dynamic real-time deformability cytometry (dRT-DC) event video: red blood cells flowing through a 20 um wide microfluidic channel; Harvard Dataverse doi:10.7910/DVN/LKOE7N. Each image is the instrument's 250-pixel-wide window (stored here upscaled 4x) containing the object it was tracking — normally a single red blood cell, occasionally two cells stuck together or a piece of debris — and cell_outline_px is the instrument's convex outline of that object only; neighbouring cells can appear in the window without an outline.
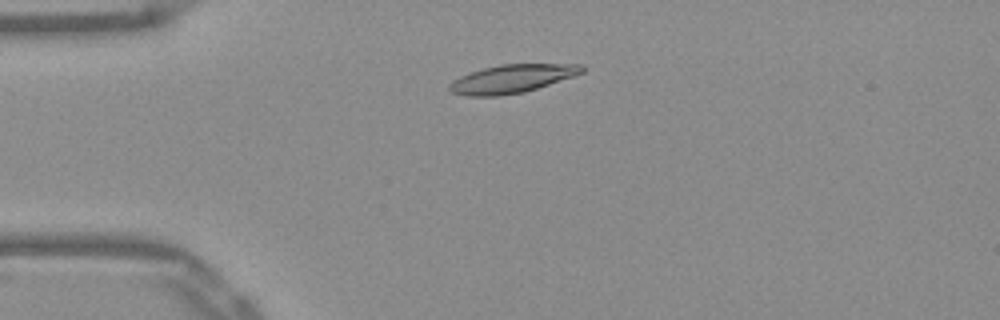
{"species": "Egyptian fruit bat (a non-hibernating species)", "species_latin": "Rousettus aegyptiacus", "temperature_condition": "warm", "stored_images_in_passage": 48, "camera_frame_rate_fps": 3000, "um_per_image_px": 0.085, "frame": {"image": 1, "passage_image": 9, "time_ms": 2.667, "image_size_px": [1000, 320], "cell_outline_px": [[584, 72], [524, 92], [500, 96], [468, 96], [452, 92], [448, 88], [448, 84], [452, 80], [460, 76], [484, 68], [500, 64], [584, 64]], "centroid_in_image_um": [43.48, 6.69], "position_along_channel_um": 41.5, "area_um2": 21.68}}
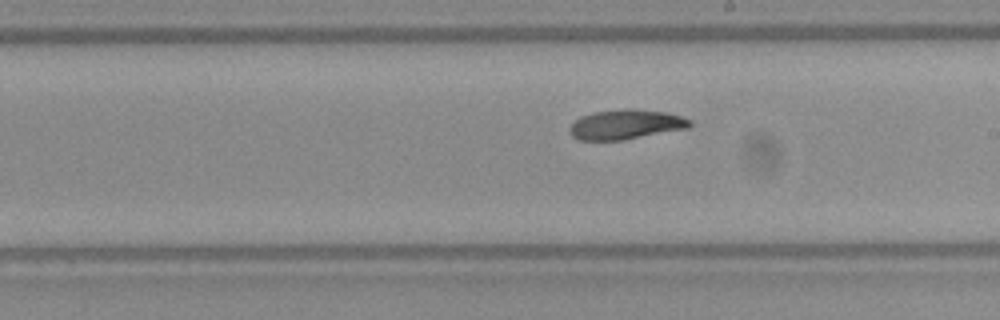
{"frame": {"image": 2, "passage_image": 26, "time_ms": 8.333, "image_size_px": [1000, 320], "cell_outline_px": [[692, 124], [688, 128], [624, 140], [576, 140], [568, 132], [568, 128], [580, 116], [592, 112], [628, 108], [632, 108], [668, 112], [692, 120]], "centroid_in_image_um": [53.18, 10.57], "position_along_channel_um": 235.8, "area_um2": 21.1}}
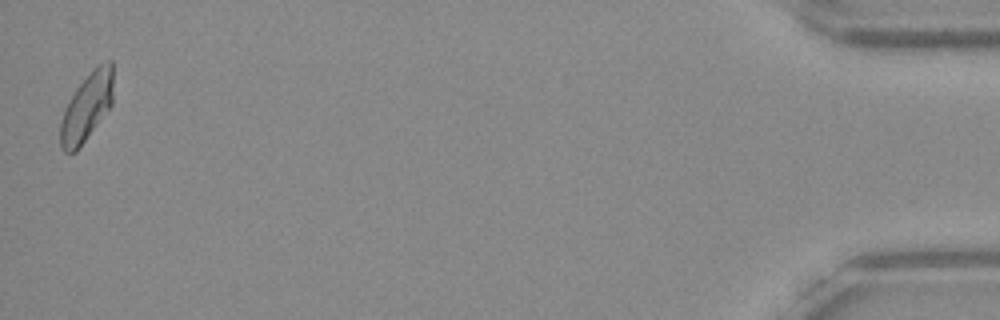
{"frame": {"image": 3, "passage_image": 48, "time_ms": 15.667, "image_size_px": [1000, 320], "cell_outline_px": [[112, 104], [76, 152], [64, 152], [60, 148], [60, 124], [64, 108], [68, 100], [76, 88], [92, 68], [96, 64], [104, 60], [112, 60]], "centroid_in_image_um": [7.35, 9.07], "position_along_channel_um": 427.8, "area_um2": 21.04}, "authors_computed_cell_mechanics": {"area_um2": 20.9814, "velocity_mm_per_s": 3.8743, "shape_relaxation_time_tau1_ms": 7.9742, "shape_relaxation_time_tau2_ms": 6.0857, "deformation_change_tau1": 0.1822, "deformation_change_tau2": 0.1137}}